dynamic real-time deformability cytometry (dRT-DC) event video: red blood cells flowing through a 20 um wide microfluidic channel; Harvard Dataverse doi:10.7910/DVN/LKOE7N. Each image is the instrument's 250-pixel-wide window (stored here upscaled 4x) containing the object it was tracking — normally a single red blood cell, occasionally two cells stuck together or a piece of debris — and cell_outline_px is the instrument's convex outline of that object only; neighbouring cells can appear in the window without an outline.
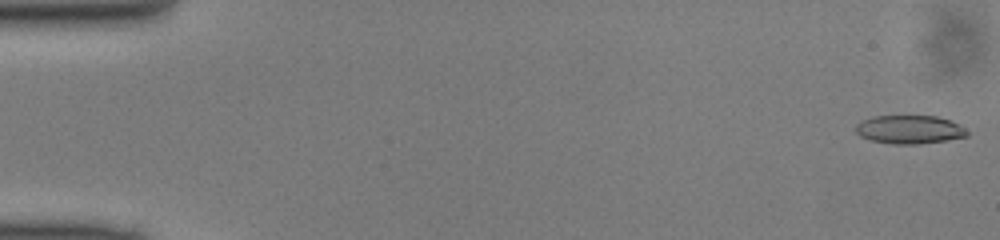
{"species": "common noctule bat (a hibernating species)", "species_latin": "Nyctalus noctula", "temperature_condition": "cold", "stored_images_in_passage": 49, "camera_frame_rate_fps": 3000, "um_per_image_px": 0.085, "animal": {"sex": "male", "body_mass_g": 13.0, "forearm_length_mm": 53.1}, "frame": {"image": 1, "passage_image": 1, "time_ms": 0.0, "image_size_px": [1000, 240], "cell_outline_px": [[968, 136], [948, 140], [916, 144], [892, 144], [872, 140], [860, 136], [856, 132], [856, 124], [872, 116], [936, 116], [952, 120], [964, 128], [968, 132]], "centroid_in_image_um": [77.33, 11.01], "position_along_channel_um": 7.7, "area_um2": 18.44}}
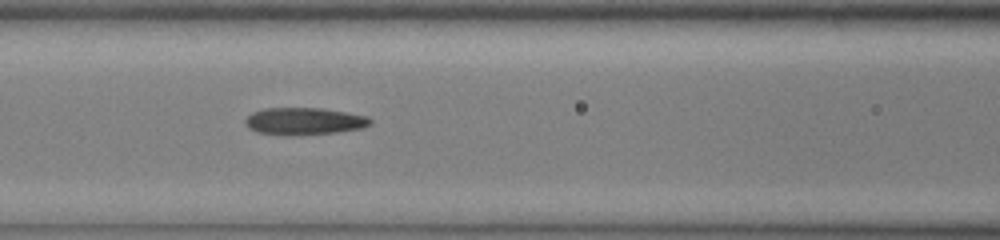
{"frame": {"image": 2, "passage_image": 21, "time_ms": 6.667, "image_size_px": [1000, 240], "cell_outline_px": [[372, 124], [364, 128], [336, 132], [256, 132], [248, 128], [244, 120], [252, 112], [264, 108], [320, 108], [368, 116], [372, 120]], "centroid_in_image_um": [25.91, 10.24], "position_along_channel_um": 140.7, "area_um2": 18.79}}
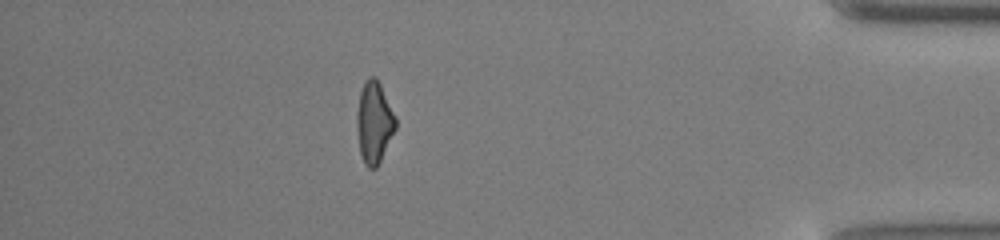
{"frame": {"image": 3, "passage_image": 43, "time_ms": 14.0, "image_size_px": [1000, 240], "cell_outline_px": [[396, 128], [376, 168], [368, 168], [364, 164], [360, 152], [356, 128], [356, 112], [360, 92], [364, 80], [368, 76], [376, 76], [396, 116]], "centroid_in_image_um": [31.78, 10.37], "position_along_channel_um": 403.4, "area_um2": 18.55}}